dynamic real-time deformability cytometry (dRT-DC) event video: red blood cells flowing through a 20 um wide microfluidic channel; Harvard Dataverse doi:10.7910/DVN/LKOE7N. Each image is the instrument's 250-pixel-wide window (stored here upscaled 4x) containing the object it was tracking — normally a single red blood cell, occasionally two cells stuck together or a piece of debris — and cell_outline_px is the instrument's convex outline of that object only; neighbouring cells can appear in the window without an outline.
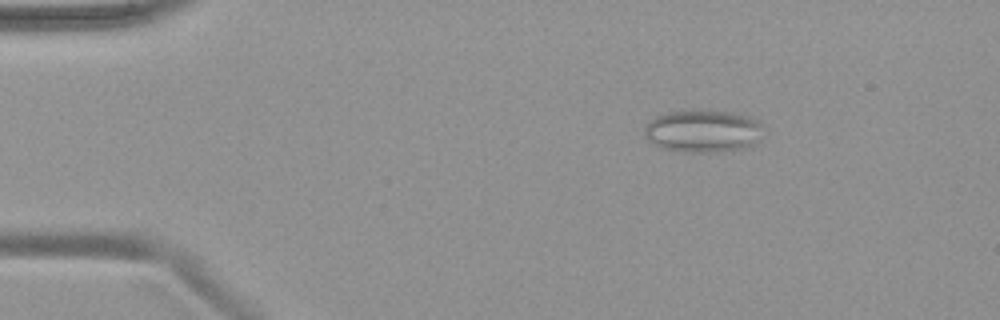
{"species": "common noctule bat (a hibernating species)", "species_latin": "Nyctalus noctula", "temperature_condition": "warm", "stored_images_in_passage": 49, "segment_of_instrument_passage": [1, 2], "camera_frame_rate_fps": 3000, "um_per_image_px": 0.085, "animal": {"sex": "female", "body_mass_g": 19.9}, "frame": {"image": 1, "passage_image": 8, "time_ms": 2.333, "image_size_px": [1000, 320], "cell_outline_px": [[764, 128], [760, 144], [752, 148], [724, 152], [684, 152], [660, 148], [652, 144], [644, 136], [644, 124], [656, 116], [680, 108], [700, 108], [736, 112], [760, 120], [764, 124]], "centroid_in_image_um": [59.83, 11.12], "position_along_channel_um": 25.2, "area_um2": 31.5}}